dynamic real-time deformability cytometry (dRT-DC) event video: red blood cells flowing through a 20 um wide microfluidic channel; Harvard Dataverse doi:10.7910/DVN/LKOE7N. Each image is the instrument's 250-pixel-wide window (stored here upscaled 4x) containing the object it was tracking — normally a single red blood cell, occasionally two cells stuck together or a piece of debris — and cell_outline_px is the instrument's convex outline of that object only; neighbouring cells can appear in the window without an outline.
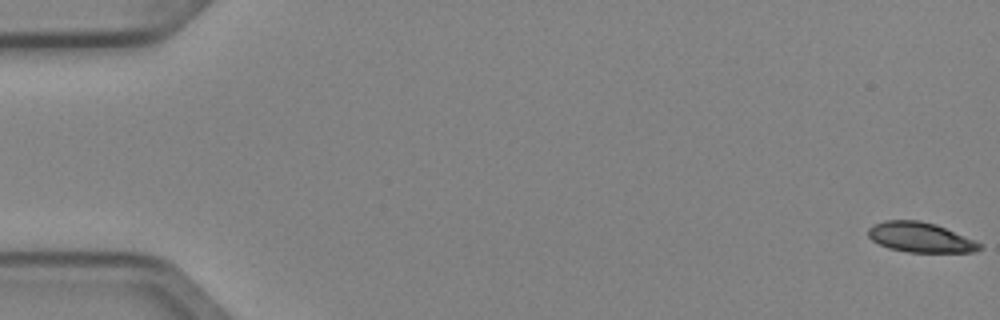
{"species": "Egyptian fruit bat (a non-hibernating species)", "species_latin": "Rousettus aegyptiacus", "temperature_condition": "cold", "stored_images_in_passage": 6, "camera_frame_rate_fps": 3000, "um_per_image_px": 0.085, "animal": {"sex": "female"}, "frame": {"image": 1, "passage_image": 1, "time_ms": 0.0, "image_size_px": [1000, 320], "cell_outline_px": [[984, 244], [976, 252], [908, 252], [888, 248], [872, 240], [868, 236], [868, 228], [884, 220], [920, 220], [936, 224], [976, 240]], "centroid_in_image_um": [78.27, 20.17], "position_along_channel_um": 6.7, "area_um2": 19.54}}
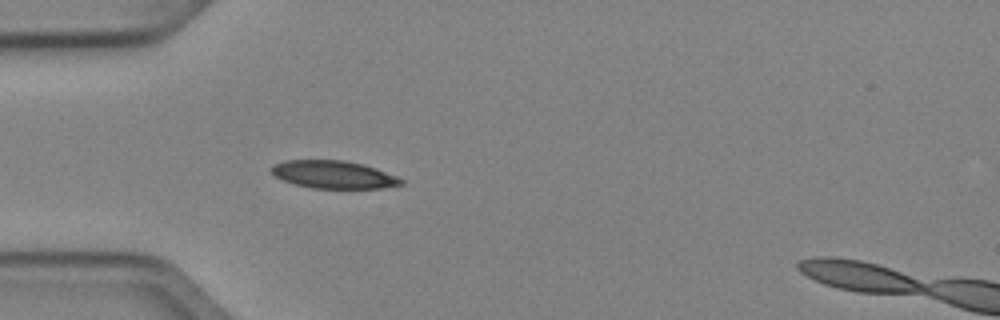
{"frame": {"image": 2, "passage_image": 5, "time_ms": 1.333, "image_size_px": [1000, 320], "cell_outline_px": [[404, 184], [380, 188], [312, 188], [296, 184], [284, 180], [276, 176], [272, 172], [272, 168], [276, 164], [284, 160], [344, 160], [360, 164], [396, 176], [404, 180]], "centroid_in_image_um": [28.35, 14.84], "position_along_channel_um": 56.6, "area_um2": 20.46}}